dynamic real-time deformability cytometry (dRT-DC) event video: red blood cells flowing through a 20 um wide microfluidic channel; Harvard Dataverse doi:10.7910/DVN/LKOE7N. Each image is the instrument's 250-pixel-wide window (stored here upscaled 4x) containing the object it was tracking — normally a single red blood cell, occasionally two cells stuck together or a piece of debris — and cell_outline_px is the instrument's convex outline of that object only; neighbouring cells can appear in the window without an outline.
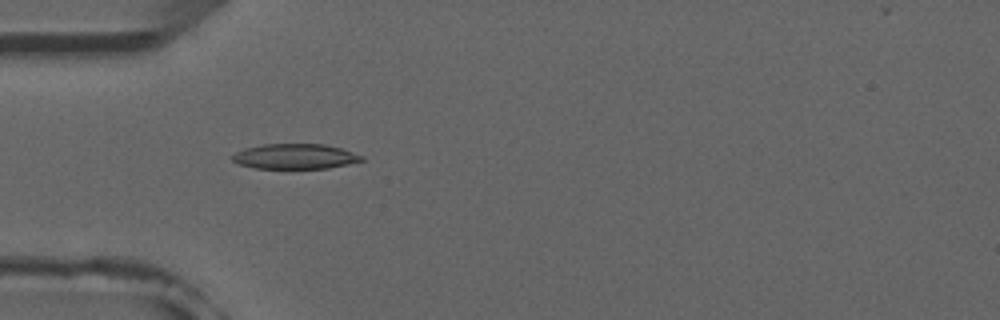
{"species": "common noctule bat (a hibernating species)", "species_latin": "Nyctalus noctula", "temperature_condition": "room temperature", "stored_images_in_passage": 4, "camera_frame_rate_fps": 3000, "um_per_image_px": 0.085, "animal": {"sex": "male", "forearm_length_mm": 52.5}, "frame": {"image": 1, "passage_image": 3, "time_ms": 2.333, "image_size_px": [1000, 320], "cell_outline_px": [[364, 160], [348, 164], [328, 168], [256, 168], [240, 164], [232, 160], [232, 156], [236, 152], [244, 148], [264, 144], [324, 144], [340, 148], [364, 156]], "centroid_in_image_um": [25.09, 13.29], "position_along_channel_um": 59.9, "area_um2": 18.79}}
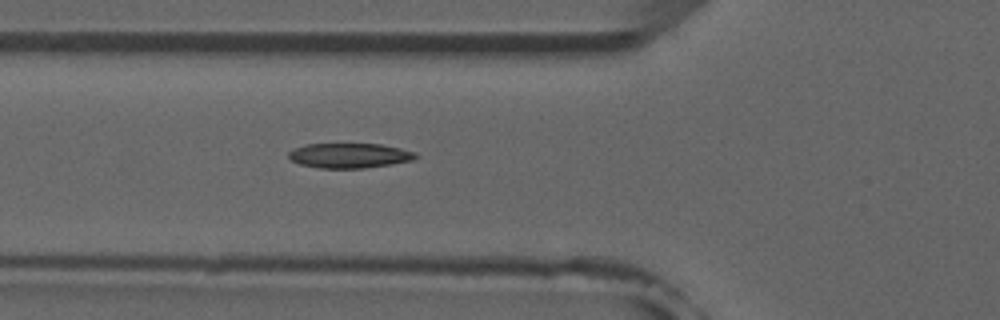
{"frame": {"image": 2, "passage_image": 4, "time_ms": 3.333, "image_size_px": [1000, 320], "cell_outline_px": [[416, 156], [412, 160], [364, 168], [320, 168], [300, 164], [292, 160], [288, 156], [288, 152], [292, 148], [304, 144], [380, 144], [400, 148], [416, 152]], "centroid_in_image_um": [29.64, 13.21], "position_along_channel_um": 96.2, "area_um2": 18.26}}